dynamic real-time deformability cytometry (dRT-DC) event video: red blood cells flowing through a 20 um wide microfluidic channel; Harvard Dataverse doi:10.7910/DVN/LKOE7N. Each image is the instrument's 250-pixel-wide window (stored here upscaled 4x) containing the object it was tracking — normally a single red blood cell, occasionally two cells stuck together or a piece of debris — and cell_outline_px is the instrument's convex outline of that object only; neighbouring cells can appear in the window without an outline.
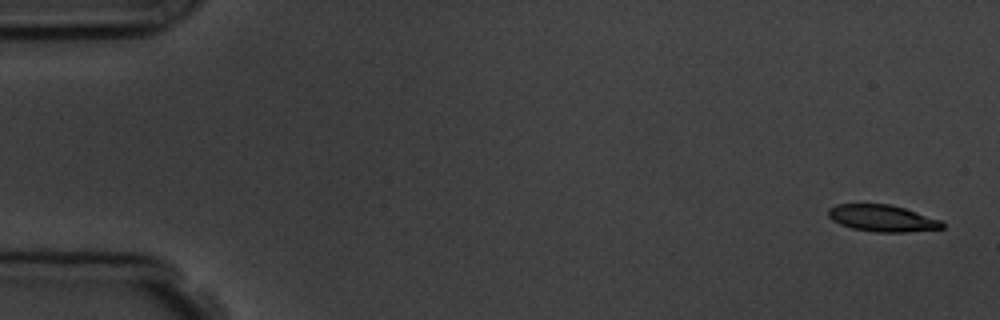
{"species": "common noctule bat (a hibernating species)", "species_latin": "Nyctalus noctula", "temperature_condition": "room temperature", "stored_images_in_passage": 6, "segment_of_instrument_passage": [1, 2], "camera_frame_rate_fps": 3000, "um_per_image_px": 0.085, "animal": {"sex": "male", "body_mass_g": 19.5, "forearm_length_mm": 54.6}, "frame": {"image": 1, "passage_image": 1, "time_ms": 0.0, "image_size_px": [1000, 320], "cell_outline_px": [[944, 228], [904, 232], [876, 232], [852, 228], [840, 224], [832, 220], [828, 216], [828, 208], [836, 204], [888, 204], [904, 208], [940, 220], [944, 224]], "centroid_in_image_um": [74.96, 18.55], "position_along_channel_um": 10.0, "area_um2": 17.57}}
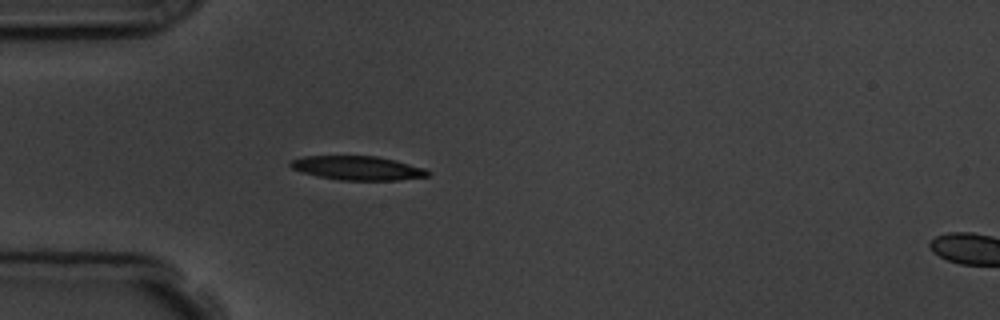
{"frame": {"image": 2, "passage_image": 5, "time_ms": 4.667, "image_size_px": [1000, 320], "cell_outline_px": [[432, 172], [428, 176], [400, 180], [340, 180], [320, 176], [304, 172], [292, 168], [288, 164], [292, 160], [304, 156], [376, 156], [396, 160], [424, 168]], "centroid_in_image_um": [30.44, 14.28], "position_along_channel_um": 54.6, "area_um2": 19.07}}